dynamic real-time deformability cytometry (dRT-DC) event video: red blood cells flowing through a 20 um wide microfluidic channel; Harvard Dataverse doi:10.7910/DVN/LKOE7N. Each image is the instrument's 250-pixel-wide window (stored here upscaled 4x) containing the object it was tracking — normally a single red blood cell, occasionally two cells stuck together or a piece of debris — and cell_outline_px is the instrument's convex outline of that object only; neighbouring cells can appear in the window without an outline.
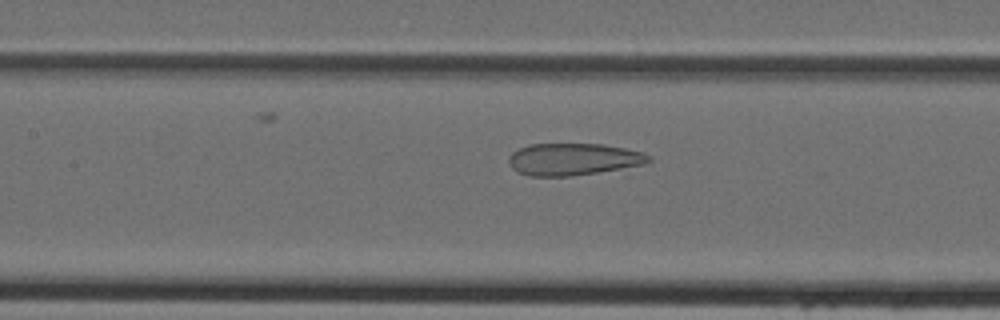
{"species": "Egyptian fruit bat (a non-hibernating species)", "species_latin": "Rousettus aegyptiacus", "temperature_condition": "cold", "stored_images_in_passage": 31, "camera_frame_rate_fps": 3000, "um_per_image_px": 0.085, "animal": {"sex": "female"}, "frame": {"image": 1, "passage_image": 7, "time_ms": 2.0, "image_size_px": [1000, 320], "cell_outline_px": [[652, 160], [644, 164], [572, 176], [528, 176], [516, 172], [508, 164], [508, 156], [512, 152], [528, 144], [604, 144], [644, 152], [652, 156]], "centroid_in_image_um": [48.7, 13.53], "position_along_channel_um": 158.7, "area_um2": 26.24}}
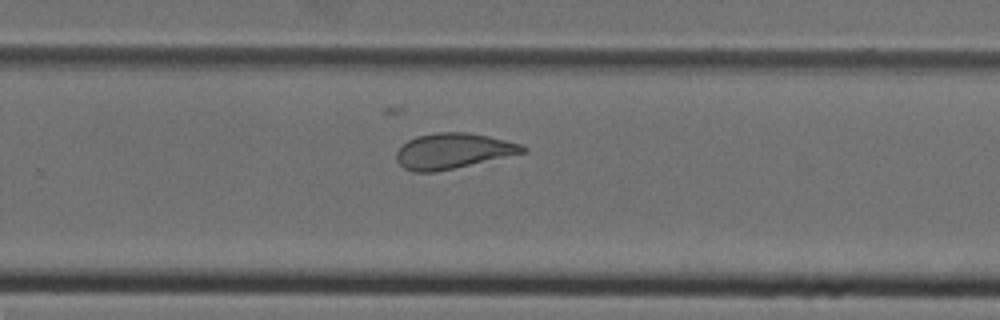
{"frame": {"image": 2, "passage_image": 16, "time_ms": 5.0, "image_size_px": [1000, 320], "cell_outline_px": [[528, 148], [524, 152], [436, 172], [412, 172], [404, 168], [396, 160], [396, 152], [408, 140], [416, 136], [436, 132], [468, 132], [488, 136], [520, 144]], "centroid_in_image_um": [38.45, 12.83], "position_along_channel_um": 291.4, "area_um2": 25.78}}
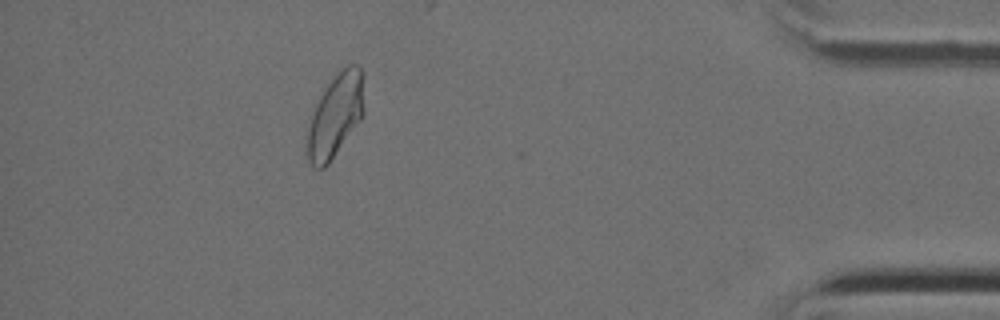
{"frame": {"image": 3, "passage_image": 27, "time_ms": 8.667, "image_size_px": [1000, 320], "cell_outline_px": [[364, 112], [360, 120], [328, 164], [324, 168], [312, 168], [308, 160], [308, 128], [312, 112], [320, 96], [328, 84], [340, 68], [348, 64], [356, 64], [364, 72]], "centroid_in_image_um": [28.54, 9.77], "position_along_channel_um": 406.7, "area_um2": 27.57}}